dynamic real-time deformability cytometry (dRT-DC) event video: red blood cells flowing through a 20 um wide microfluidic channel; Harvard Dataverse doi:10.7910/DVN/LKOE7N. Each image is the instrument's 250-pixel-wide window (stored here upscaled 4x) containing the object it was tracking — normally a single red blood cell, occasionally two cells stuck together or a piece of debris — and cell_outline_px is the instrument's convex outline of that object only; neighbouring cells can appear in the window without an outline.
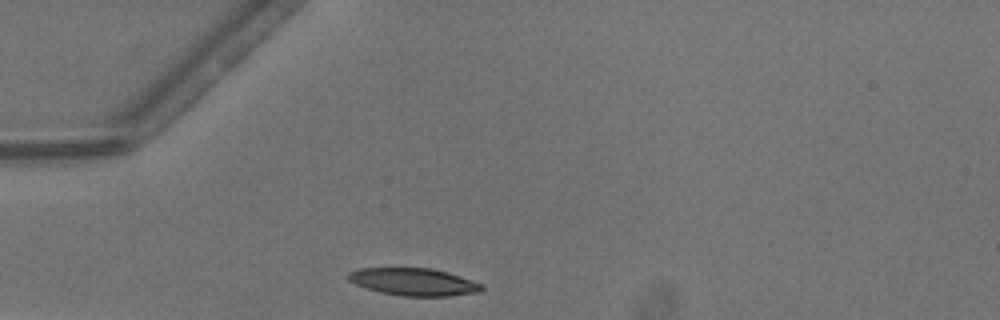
{"species": "common noctule bat (a hibernating species)", "species_latin": "Nyctalus noctula", "temperature_condition": "warm", "stored_images_in_passage": 25, "camera_frame_rate_fps": 3000, "um_per_image_px": 0.085, "animal": {"sex": "male", "body_mass_g": 13.3}, "frame": {"image": 1, "passage_image": 1, "time_ms": 0.0, "image_size_px": [1000, 320], "cell_outline_px": [[484, 288], [480, 292], [448, 296], [404, 296], [380, 292], [356, 284], [348, 280], [344, 276], [348, 272], [360, 268], [432, 268], [448, 272], [484, 284]], "centroid_in_image_um": [35.17, 23.95], "position_along_channel_um": 49.8, "area_um2": 21.44}}
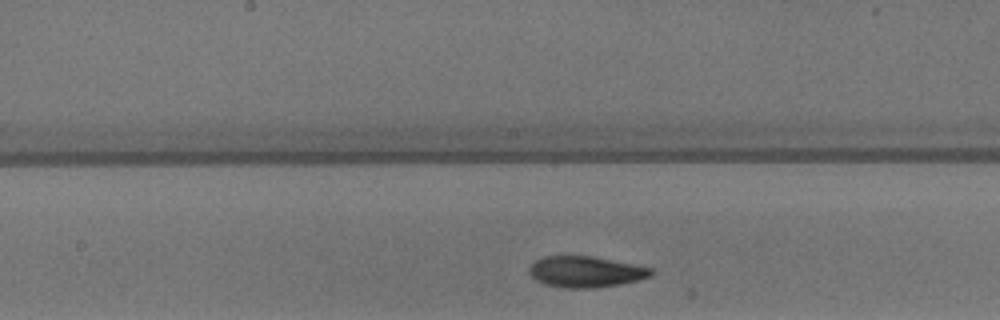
{"frame": {"image": 2, "passage_image": 13, "time_ms": 4.0, "image_size_px": [1000, 320], "cell_outline_px": [[652, 276], [636, 280], [616, 284], [592, 288], [564, 288], [544, 284], [536, 280], [528, 272], [528, 268], [536, 260], [544, 256], [592, 256], [652, 268]], "centroid_in_image_um": [49.73, 23.1], "position_along_channel_um": 198.5, "area_um2": 21.79}}
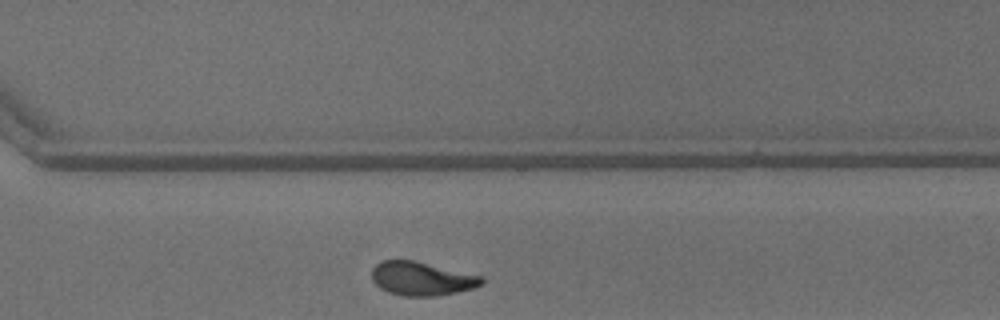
{"frame": {"image": 3, "passage_image": 23, "time_ms": 7.333, "image_size_px": [1000, 320], "cell_outline_px": [[484, 284], [472, 288], [456, 292], [436, 296], [404, 296], [388, 292], [380, 288], [372, 280], [372, 268], [380, 260], [416, 260], [484, 276]], "centroid_in_image_um": [35.86, 23.67], "position_along_channel_um": 334.7, "area_um2": 21.85}}